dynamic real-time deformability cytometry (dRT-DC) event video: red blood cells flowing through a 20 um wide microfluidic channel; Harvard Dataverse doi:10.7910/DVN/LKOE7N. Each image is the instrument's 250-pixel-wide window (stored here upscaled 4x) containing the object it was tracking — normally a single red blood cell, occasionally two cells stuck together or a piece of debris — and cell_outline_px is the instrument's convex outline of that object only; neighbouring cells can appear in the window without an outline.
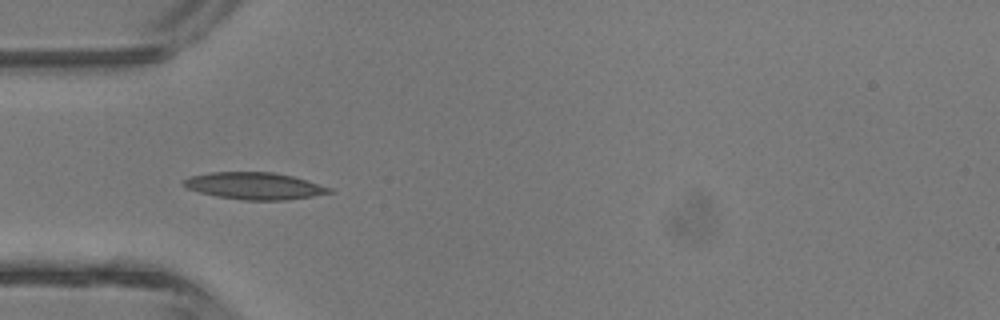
{"species": "common noctule bat (a hibernating species)", "species_latin": "Nyctalus noctula", "temperature_condition": "room temperature", "stored_images_in_passage": 4, "camera_frame_rate_fps": 3000, "um_per_image_px": 0.085, "animal": {"sex": "male", "body_mass_g": 13.3}, "frame": {"image": 1, "passage_image": 3, "time_ms": 3.333, "image_size_px": [1000, 320], "cell_outline_px": [[332, 192], [312, 196], [288, 200], [240, 200], [216, 196], [200, 192], [188, 188], [184, 184], [184, 180], [188, 176], [212, 172], [272, 172], [292, 176], [332, 188]], "centroid_in_image_um": [21.62, 15.8], "position_along_channel_um": 63.4, "area_um2": 22.72}}
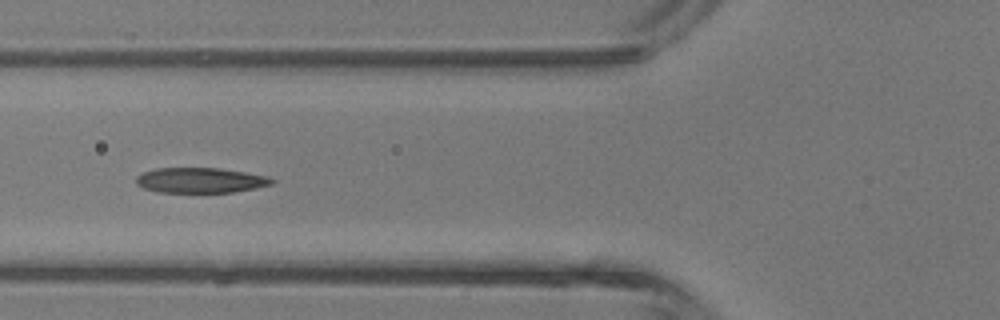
{"frame": {"image": 2, "passage_image": 4, "time_ms": 4.333, "image_size_px": [1000, 320], "cell_outline_px": [[276, 180], [272, 184], [256, 188], [232, 192], [156, 192], [144, 188], [136, 184], [136, 176], [144, 172], [156, 168], [220, 168], [268, 176]], "centroid_in_image_um": [17.04, 15.32], "position_along_channel_um": 108.8, "area_um2": 19.94}}